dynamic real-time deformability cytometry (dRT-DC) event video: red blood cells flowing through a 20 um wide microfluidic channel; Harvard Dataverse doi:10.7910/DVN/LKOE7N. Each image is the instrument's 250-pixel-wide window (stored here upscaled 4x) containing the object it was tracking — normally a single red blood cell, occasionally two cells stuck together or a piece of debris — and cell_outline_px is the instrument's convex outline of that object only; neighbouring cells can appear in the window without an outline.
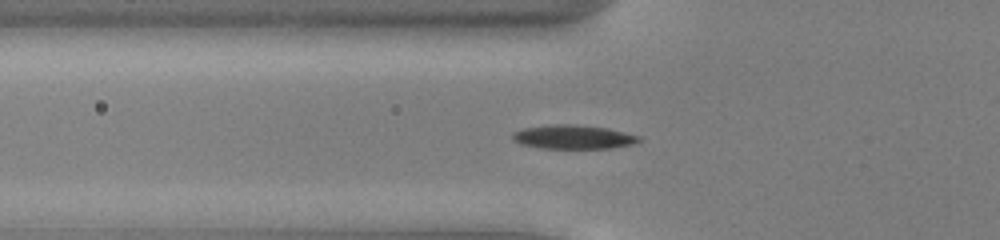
{"species": "common noctule bat (a hibernating species)", "species_latin": "Nyctalus noctula", "temperature_condition": "cold", "stored_images_in_passage": 53, "camera_frame_rate_fps": 3000, "um_per_image_px": 0.085, "animal": {"sex": "male", "body_mass_g": 13.0, "forearm_length_mm": 53.1}, "frame": {"image": 1, "passage_image": 19, "time_ms": 6.0, "image_size_px": [1000, 240], "cell_outline_px": [[644, 140], [632, 144], [612, 148], [540, 148], [520, 144], [512, 140], [512, 132], [524, 128], [556, 124], [572, 124], [608, 128], [640, 136]], "centroid_in_image_um": [48.73, 11.64], "position_along_channel_um": 77.1, "area_um2": 17.69}}
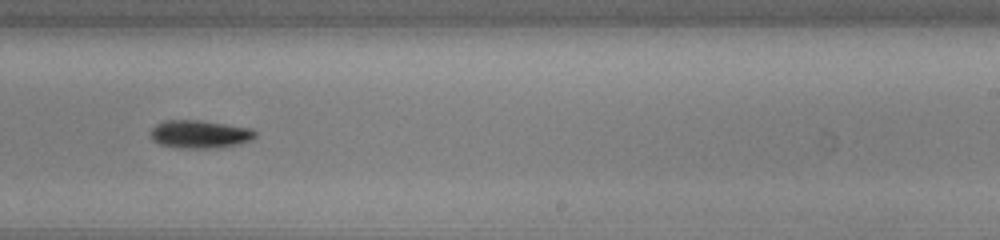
{"frame": {"image": 2, "passage_image": 34, "time_ms": 11.0, "image_size_px": [1000, 240], "cell_outline_px": [[256, 136], [240, 144], [216, 148], [188, 148], [160, 144], [152, 140], [148, 132], [156, 124], [164, 120], [200, 120], [252, 128], [256, 132]], "centroid_in_image_um": [16.96, 11.39], "position_along_channel_um": 272.0, "area_um2": 17.11}}
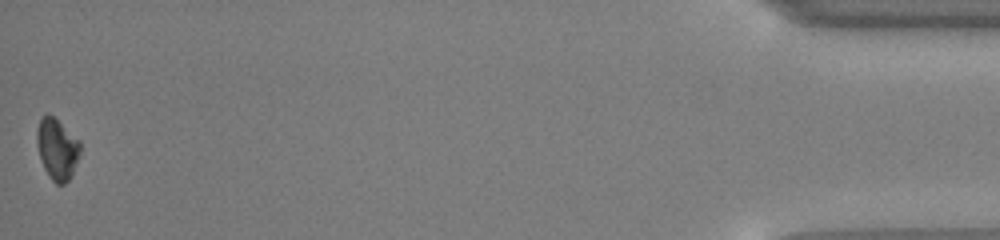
{"frame": {"image": 3, "passage_image": 53, "time_ms": 17.333, "image_size_px": [1000, 240], "cell_outline_px": [[80, 152], [72, 176], [64, 184], [56, 184], [48, 176], [44, 168], [40, 156], [36, 140], [36, 132], [40, 120], [48, 112], [80, 140]], "centroid_in_image_um": [4.86, 12.67], "position_along_channel_um": 430.3, "area_um2": 15.37}, "authors_computed_cell_mechanics": {"area_um2": 16.6464, "velocity_mm_per_s": 3.901, "shape_relaxation_time_tau1_ms": 1.6709, "shape_relaxation_time_tau2_ms": null, "deformation_change_tau1": 0.088, "deformation_change_tau2": null}}